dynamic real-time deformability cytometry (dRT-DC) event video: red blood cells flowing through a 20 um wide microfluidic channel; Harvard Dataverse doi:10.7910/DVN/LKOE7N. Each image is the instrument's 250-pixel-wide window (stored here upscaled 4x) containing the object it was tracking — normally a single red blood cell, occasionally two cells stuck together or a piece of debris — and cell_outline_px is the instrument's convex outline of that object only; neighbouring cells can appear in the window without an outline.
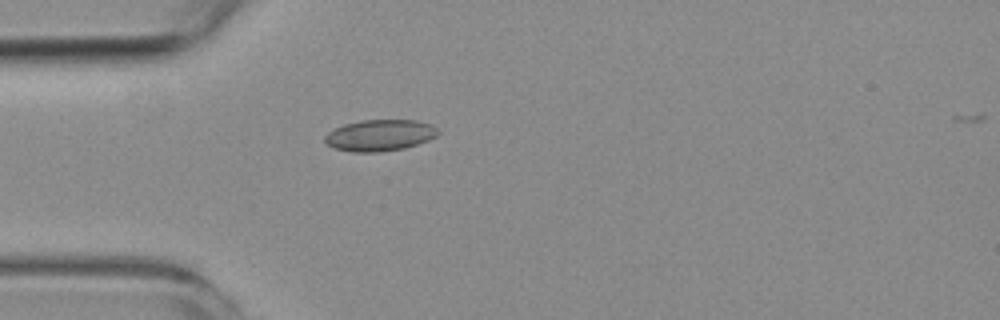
{"species": "common noctule bat (a hibernating species)", "species_latin": "Nyctalus noctula", "temperature_condition": "room temperature", "stored_images_in_passage": 6, "camera_frame_rate_fps": 3000, "um_per_image_px": 0.085, "animal": {"sex": "female", "body_mass_g": 19.3, "forearm_length_mm": 54.1}, "frame": {"image": 1, "passage_image": 5, "time_ms": 4.667, "image_size_px": [1000, 320], "cell_outline_px": [[440, 132], [436, 136], [428, 140], [404, 148], [376, 152], [352, 152], [332, 148], [324, 140], [324, 136], [328, 132], [344, 124], [360, 120], [416, 120], [432, 124]], "centroid_in_image_um": [32.27, 11.49], "position_along_channel_um": 52.7, "area_um2": 20.69}}